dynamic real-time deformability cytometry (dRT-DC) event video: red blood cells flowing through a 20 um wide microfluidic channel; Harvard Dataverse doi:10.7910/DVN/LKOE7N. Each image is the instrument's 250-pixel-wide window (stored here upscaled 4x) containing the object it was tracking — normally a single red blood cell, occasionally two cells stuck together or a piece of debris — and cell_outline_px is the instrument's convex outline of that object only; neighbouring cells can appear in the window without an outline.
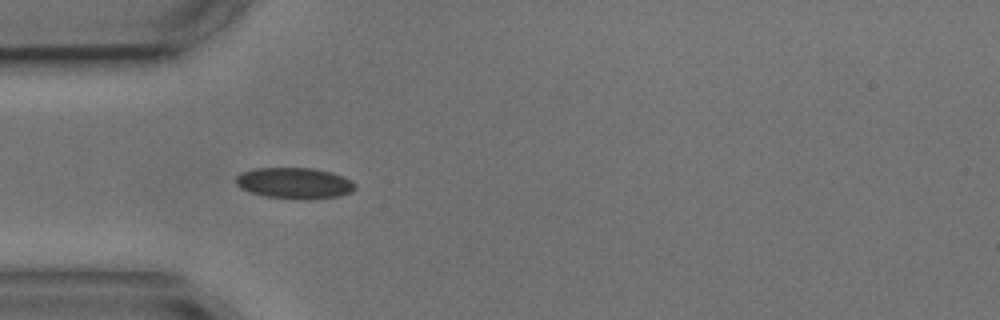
{"species": "common noctule bat (a hibernating species)", "species_latin": "Nyctalus noctula", "temperature_condition": "cold", "stored_images_in_passage": 5, "camera_frame_rate_fps": 3000, "um_per_image_px": 0.085, "animal": {"sex": "male", "body_mass_g": 17.9, "forearm_length_mm": 54.2}, "frame": {"image": 1, "passage_image": 4, "time_ms": 3.667, "image_size_px": [1000, 320], "cell_outline_px": [[356, 188], [352, 192], [340, 196], [308, 200], [296, 200], [264, 196], [240, 188], [236, 184], [236, 176], [240, 172], [252, 168], [312, 168], [332, 172], [344, 176], [352, 180], [356, 184]], "centroid_in_image_um": [25.06, 15.57], "position_along_channel_um": 59.9, "area_um2": 22.08}}